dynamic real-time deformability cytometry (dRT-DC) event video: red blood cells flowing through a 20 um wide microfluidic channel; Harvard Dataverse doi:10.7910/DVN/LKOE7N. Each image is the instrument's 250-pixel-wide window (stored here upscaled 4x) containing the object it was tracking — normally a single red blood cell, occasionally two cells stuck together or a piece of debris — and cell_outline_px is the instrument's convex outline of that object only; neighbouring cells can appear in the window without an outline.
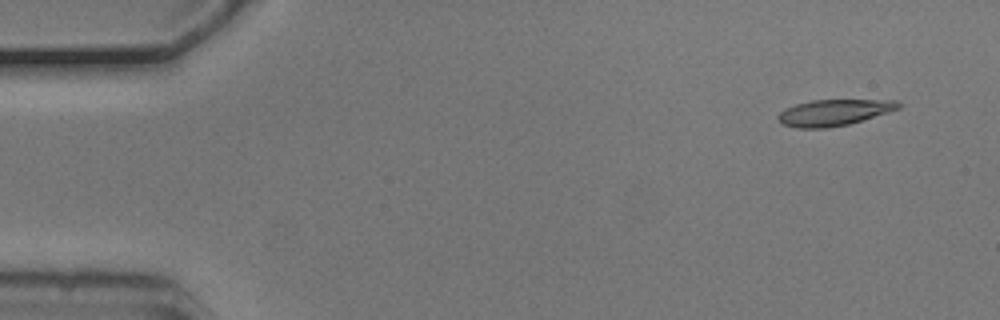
{"species": "common noctule bat (a hibernating species)", "species_latin": "Nyctalus noctula", "temperature_condition": "cold", "stored_images_in_passage": 2, "camera_frame_rate_fps": 3000, "um_per_image_px": 0.085, "animal": {"sex": "male", "body_mass_g": 20.5, "forearm_length_mm": 52.5}, "frame": {"image": 1, "passage_image": 1, "time_ms": 0.0, "image_size_px": [1000, 320], "cell_outline_px": [[904, 104], [900, 108], [848, 124], [828, 128], [796, 128], [780, 124], [776, 116], [784, 108], [796, 104], [812, 100], [896, 100]], "centroid_in_image_um": [70.84, 9.56], "position_along_channel_um": 14.2, "area_um2": 18.44}}
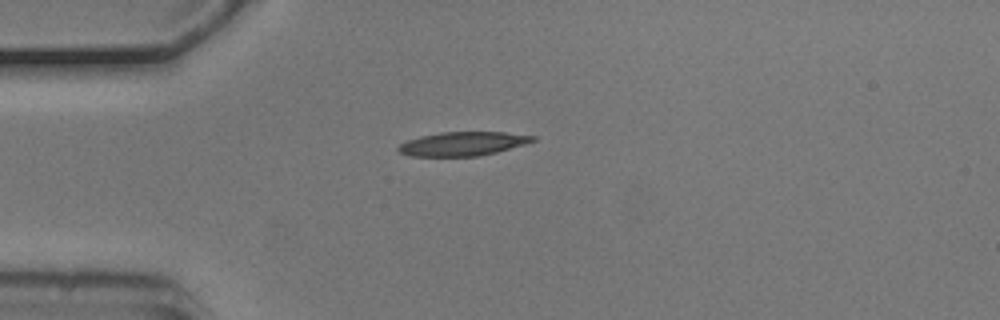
{"frame": {"image": 2, "passage_image": 2, "time_ms": 0.333, "image_size_px": [1000, 320], "cell_outline_px": [[536, 140], [524, 144], [496, 152], [476, 156], [408, 156], [400, 152], [396, 148], [400, 144], [408, 140], [420, 136], [440, 132], [504, 132], [536, 136]], "centroid_in_image_um": [39.31, 12.21], "position_along_channel_um": 45.7, "area_um2": 18.61}}